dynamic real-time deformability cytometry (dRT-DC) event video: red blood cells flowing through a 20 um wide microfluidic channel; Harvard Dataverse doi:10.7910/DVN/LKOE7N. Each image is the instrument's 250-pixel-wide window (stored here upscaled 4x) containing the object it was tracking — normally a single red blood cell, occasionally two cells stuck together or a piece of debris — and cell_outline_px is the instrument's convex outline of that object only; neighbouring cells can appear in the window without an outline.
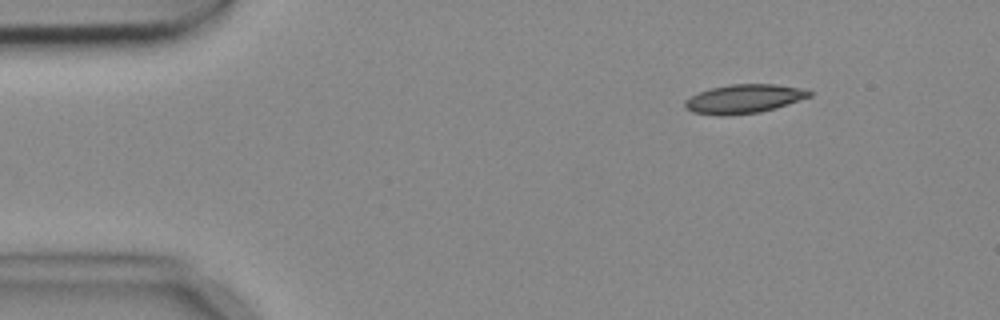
{"species": "common noctule bat (a hibernating species)", "species_latin": "Nyctalus noctula", "temperature_condition": "cold", "stored_images_in_passage": 4, "camera_frame_rate_fps": 3000, "um_per_image_px": 0.085, "animal": {"sex": "female", "body_mass_g": 18.4}, "frame": {"image": 1, "passage_image": 1, "time_ms": 0.0, "image_size_px": [1000, 320], "cell_outline_px": [[812, 96], [776, 108], [760, 112], [728, 116], [720, 116], [692, 112], [684, 108], [684, 100], [700, 92], [712, 88], [732, 84], [776, 84], [796, 88], [812, 92]], "centroid_in_image_um": [63.2, 8.42], "position_along_channel_um": 21.8, "area_um2": 20.87}}
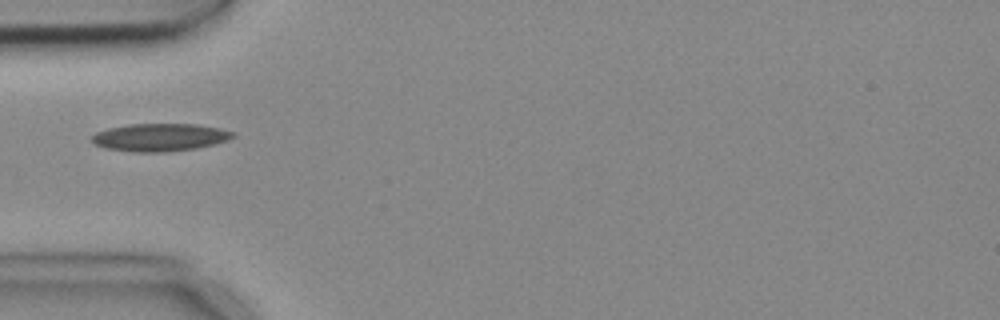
{"frame": {"image": 2, "passage_image": 4, "time_ms": 1.0, "image_size_px": [1000, 320], "cell_outline_px": [[236, 136], [228, 140], [216, 144], [196, 148], [168, 152], [132, 152], [108, 148], [96, 144], [92, 140], [92, 136], [96, 132], [108, 128], [128, 124], [196, 124], [220, 128], [236, 132]], "centroid_in_image_um": [13.65, 11.67], "position_along_channel_um": 71.3, "area_um2": 22.89}}